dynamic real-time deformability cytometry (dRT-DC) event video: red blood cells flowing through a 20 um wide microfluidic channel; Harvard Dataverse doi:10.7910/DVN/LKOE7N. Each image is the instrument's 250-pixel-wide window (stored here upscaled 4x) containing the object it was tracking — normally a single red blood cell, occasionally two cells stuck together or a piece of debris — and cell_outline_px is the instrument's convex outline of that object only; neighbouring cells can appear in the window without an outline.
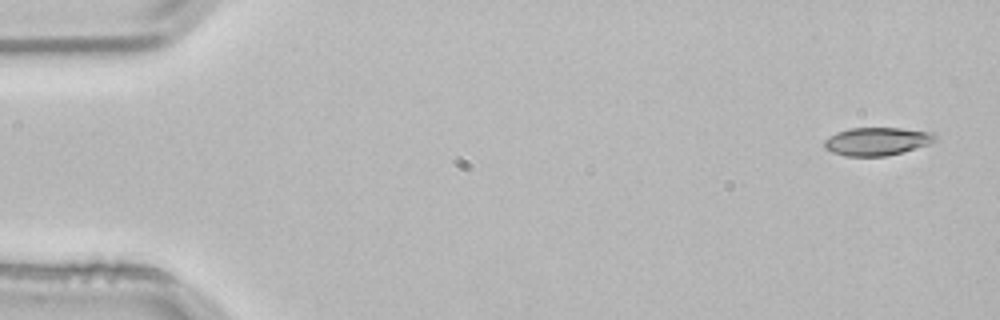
{"species": "common noctule bat (a hibernating species)", "species_latin": "Nyctalus noctula", "temperature_condition": "room temperature", "stored_images_in_passage": 4, "camera_frame_rate_fps": 3000, "um_per_image_px": 0.085, "animal": {"sex": "male", "body_mass_g": 21.5, "forearm_length_mm": 52.0}, "frame": {"image": 1, "passage_image": 1, "time_ms": 0.0, "image_size_px": [1000, 320], "cell_outline_px": [[940, 136], [936, 140], [928, 144], [904, 152], [888, 156], [844, 156], [832, 152], [824, 148], [824, 140], [828, 136], [836, 132], [852, 128], [900, 128], [936, 132]], "centroid_in_image_um": [74.58, 12.01], "position_along_channel_um": 10.4, "area_um2": 18.44}}
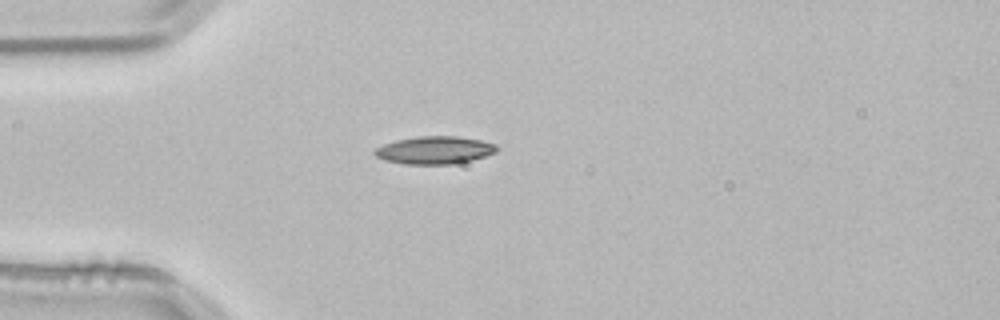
{"frame": {"image": 2, "passage_image": 4, "time_ms": 1.0, "image_size_px": [1000, 320], "cell_outline_px": [[500, 148], [496, 152], [472, 160], [452, 164], [404, 164], [384, 160], [376, 156], [372, 152], [376, 148], [384, 144], [396, 140], [420, 136], [456, 136], [480, 140], [496, 144]], "centroid_in_image_um": [36.95, 12.76], "position_along_channel_um": 48.1, "area_um2": 19.71}}